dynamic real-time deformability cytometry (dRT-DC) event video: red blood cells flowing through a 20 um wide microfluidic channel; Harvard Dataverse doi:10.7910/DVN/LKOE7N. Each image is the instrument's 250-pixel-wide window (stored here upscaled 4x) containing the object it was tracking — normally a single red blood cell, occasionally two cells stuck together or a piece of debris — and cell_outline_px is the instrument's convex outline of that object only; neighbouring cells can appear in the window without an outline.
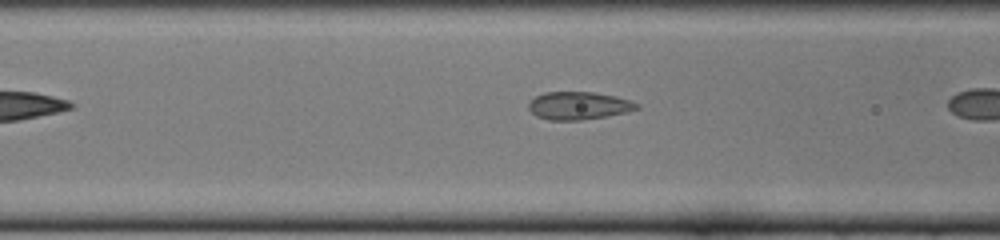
{"species": "common noctule bat (a hibernating species)", "species_latin": "Nyctalus noctula", "temperature_condition": "cold", "stored_images_in_passage": 25, "camera_frame_rate_fps": 3000, "um_per_image_px": 0.085, "animal": {"sex": "female", "body_mass_g": 22.0, "forearm_length_mm": 56.7}, "frame": {"image": 1, "passage_image": 4, "time_ms": 1.0, "image_size_px": [1000, 240], "cell_outline_px": [[640, 108], [628, 112], [580, 120], [548, 120], [536, 116], [528, 108], [528, 104], [536, 96], [544, 92], [592, 92], [616, 96], [640, 104]], "centroid_in_image_um": [49.19, 8.98], "position_along_channel_um": 117.4, "area_um2": 17.46}}
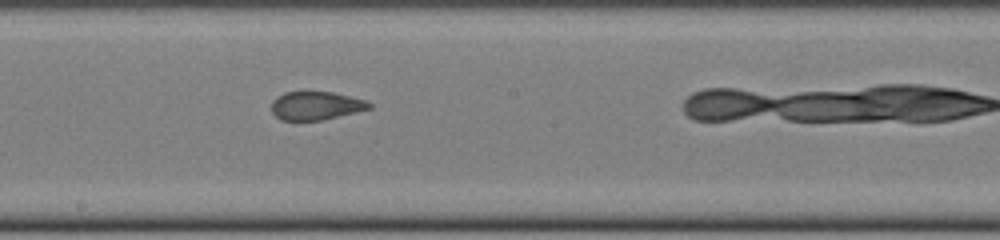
{"frame": {"image": 2, "passage_image": 12, "time_ms": 3.667, "image_size_px": [1000, 240], "cell_outline_px": [[372, 108], [356, 112], [320, 120], [280, 120], [272, 112], [272, 100], [276, 96], [284, 92], [332, 92], [364, 100], [372, 104]], "centroid_in_image_um": [26.82, 8.98], "position_along_channel_um": 221.4, "area_um2": 16.01}}
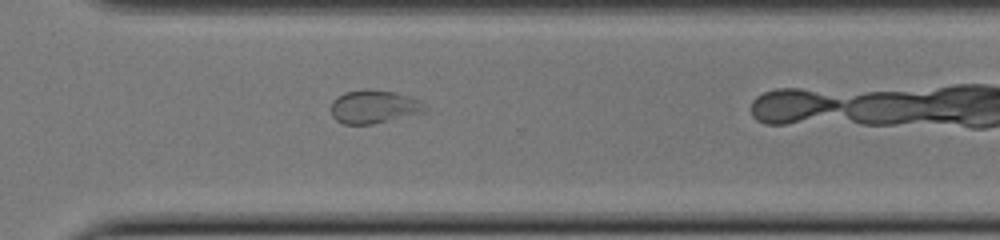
{"frame": {"image": 3, "passage_image": 21, "time_ms": 6.667, "image_size_px": [1000, 240], "cell_outline_px": [[428, 112], [372, 124], [344, 124], [336, 120], [332, 116], [332, 100], [336, 96], [344, 92], [364, 88], [368, 88], [396, 92], [424, 100], [428, 108]], "centroid_in_image_um": [31.85, 9.05], "position_along_channel_um": 338.7, "area_um2": 18.84}}